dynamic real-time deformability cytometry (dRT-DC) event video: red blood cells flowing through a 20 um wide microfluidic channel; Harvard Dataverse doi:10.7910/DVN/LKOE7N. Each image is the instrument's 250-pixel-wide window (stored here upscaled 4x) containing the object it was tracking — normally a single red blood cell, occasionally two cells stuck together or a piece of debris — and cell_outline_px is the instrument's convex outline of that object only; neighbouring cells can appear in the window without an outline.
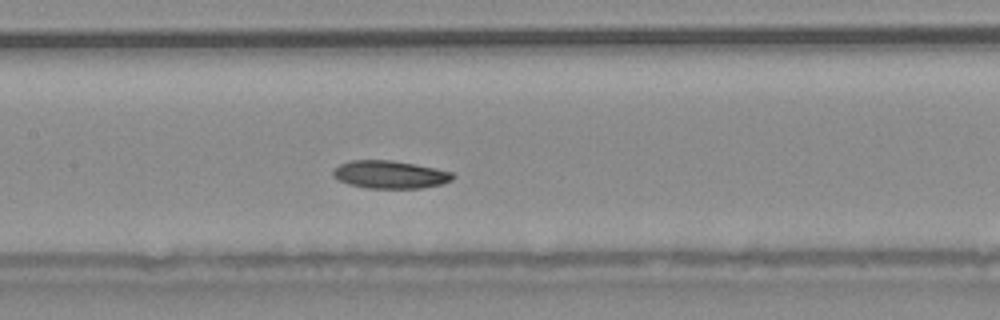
{"species": "common noctule bat (a hibernating species)", "species_latin": "Nyctalus noctula", "temperature_condition": "warm", "stored_images_in_passage": 50, "camera_frame_rate_fps": 3000, "um_per_image_px": 0.085, "animal": {"sex": "male", "body_mass_g": 20.4}, "frame": {"image": 1, "passage_image": 22, "time_ms": 7.0, "image_size_px": [1000, 320], "cell_outline_px": [[452, 180], [440, 184], [420, 188], [364, 188], [348, 184], [336, 180], [332, 176], [332, 172], [340, 164], [352, 160], [388, 160], [436, 168], [452, 172]], "centroid_in_image_um": [33.08, 14.84], "position_along_channel_um": 174.3, "area_um2": 19.25}}